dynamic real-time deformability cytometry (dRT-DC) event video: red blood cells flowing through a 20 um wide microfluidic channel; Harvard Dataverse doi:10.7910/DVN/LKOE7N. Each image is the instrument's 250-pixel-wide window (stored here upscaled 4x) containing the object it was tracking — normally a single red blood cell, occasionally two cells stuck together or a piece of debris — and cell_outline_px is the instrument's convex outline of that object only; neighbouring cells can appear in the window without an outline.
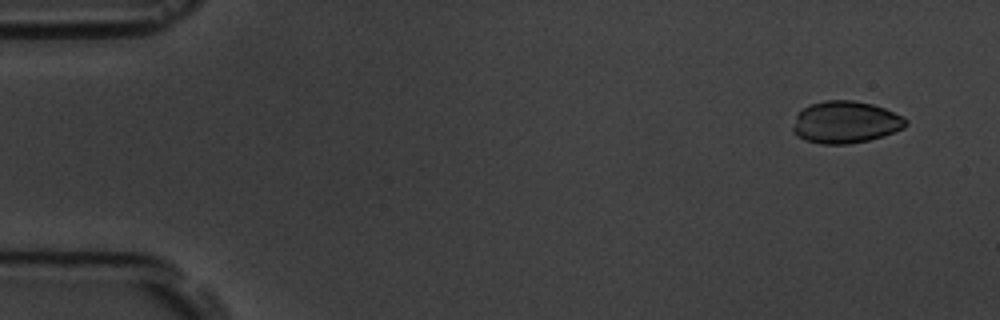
{"species": "common noctule bat (a hibernating species)", "species_latin": "Nyctalus noctula", "temperature_condition": "room temperature", "stored_images_in_passage": 4, "camera_frame_rate_fps": 3000, "um_per_image_px": 0.085, "animal": {"sex": "male", "body_mass_g": 19.5, "forearm_length_mm": 54.6}, "frame": {"image": 1, "passage_image": 1, "time_ms": 0.0, "image_size_px": [1000, 320], "cell_outline_px": [[908, 124], [904, 128], [868, 140], [848, 144], [820, 144], [804, 140], [796, 136], [792, 132], [792, 128], [796, 116], [808, 104], [824, 100], [852, 100], [872, 104], [884, 108], [904, 116], [908, 120]], "centroid_in_image_um": [71.85, 10.38], "position_along_channel_um": 13.2, "area_um2": 27.8}}